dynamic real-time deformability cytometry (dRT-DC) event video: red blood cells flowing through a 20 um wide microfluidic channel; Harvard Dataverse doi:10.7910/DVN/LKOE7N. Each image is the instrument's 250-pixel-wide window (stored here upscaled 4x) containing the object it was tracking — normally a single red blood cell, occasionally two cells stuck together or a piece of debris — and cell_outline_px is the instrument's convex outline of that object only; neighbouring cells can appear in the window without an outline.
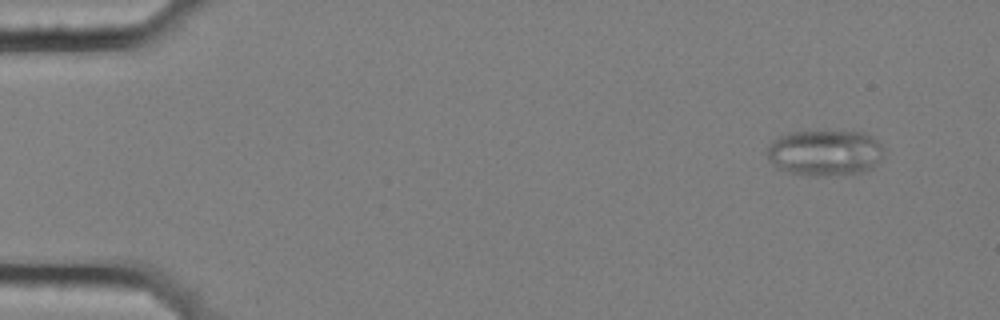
{"species": "common noctule bat (a hibernating species)", "species_latin": "Nyctalus noctula", "temperature_condition": "cold", "stored_images_in_passage": 54, "segment_of_instrument_passage": [1, 2], "camera_frame_rate_fps": 3000, "um_per_image_px": 0.085, "animal": {"sex": "female", "body_mass_g": 25.1}, "frame": {"image": 1, "passage_image": 1, "time_ms": 0.0, "image_size_px": [1000, 320], "cell_outline_px": [[884, 148], [880, 160], [872, 168], [860, 172], [824, 176], [812, 176], [788, 172], [776, 168], [772, 164], [768, 156], [768, 144], [772, 140], [788, 132], [816, 128], [864, 132], [876, 136], [880, 140]], "centroid_in_image_um": [70.13, 12.92], "position_along_channel_um": 14.9, "area_um2": 32.54}}